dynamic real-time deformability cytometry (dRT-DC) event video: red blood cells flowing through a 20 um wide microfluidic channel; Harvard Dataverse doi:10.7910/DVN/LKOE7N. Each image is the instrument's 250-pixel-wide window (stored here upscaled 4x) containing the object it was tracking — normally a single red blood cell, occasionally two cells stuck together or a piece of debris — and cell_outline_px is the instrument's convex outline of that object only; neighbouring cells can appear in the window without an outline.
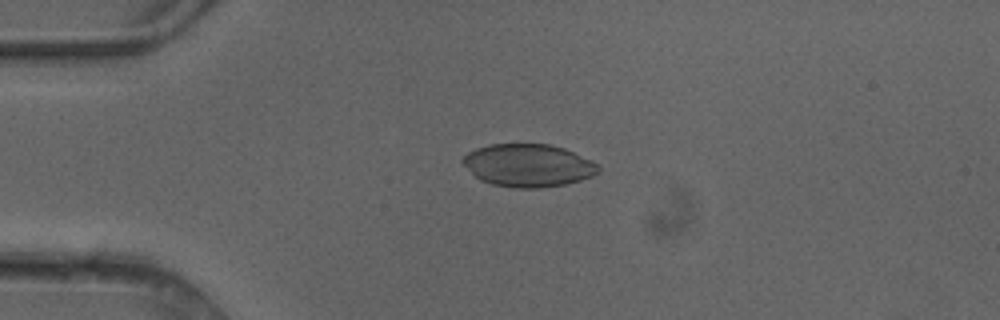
{"species": "common noctule bat (a hibernating species)", "species_latin": "Nyctalus noctula", "temperature_condition": "cold", "stored_images_in_passage": 2, "camera_frame_rate_fps": 3000, "um_per_image_px": 0.085, "animal": {"sex": "female"}, "frame": {"image": 1, "passage_image": 1, "time_ms": 0.0, "image_size_px": [1000, 320], "cell_outline_px": [[600, 172], [592, 176], [580, 180], [564, 184], [536, 188], [516, 188], [492, 184], [480, 180], [460, 160], [468, 152], [476, 148], [488, 144], [552, 144], [564, 148], [596, 164], [600, 168]], "centroid_in_image_um": [44.87, 14.05], "position_along_channel_um": 40.1, "area_um2": 33.47}}